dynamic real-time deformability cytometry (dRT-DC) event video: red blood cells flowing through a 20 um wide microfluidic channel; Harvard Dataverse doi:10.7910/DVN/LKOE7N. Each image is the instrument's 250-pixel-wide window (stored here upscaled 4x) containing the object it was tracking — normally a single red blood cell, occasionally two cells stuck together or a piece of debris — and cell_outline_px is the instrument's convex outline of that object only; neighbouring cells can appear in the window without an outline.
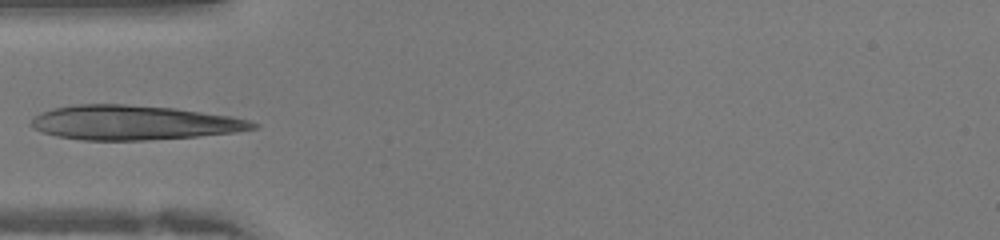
{"species": "human", "species_latin": "Homo sapiens", "temperature_condition": "warm", "stored_images_in_passage": 40, "camera_frame_rate_fps": 3000, "um_per_image_px": 0.085, "donor": {"sex": "female"}, "frame": {"image": 1, "passage_image": 12, "time_ms": 3.667, "image_size_px": [1000, 240], "cell_outline_px": [[260, 124], [256, 128], [236, 132], [196, 136], [144, 140], [80, 140], [56, 136], [32, 128], [28, 124], [40, 112], [52, 108], [76, 104], [124, 104], [176, 108], [232, 116], [252, 120]], "centroid_in_image_um": [11.38, 10.42], "position_along_channel_um": 73.6, "area_um2": 44.74}}
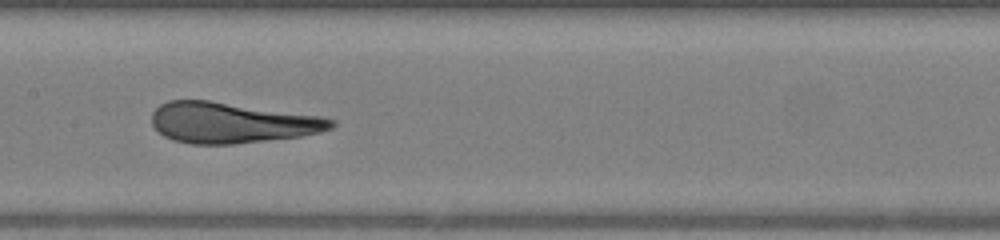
{"frame": {"image": 2, "passage_image": 19, "time_ms": 6.0, "image_size_px": [1000, 240], "cell_outline_px": [[336, 124], [332, 128], [320, 132], [300, 136], [236, 144], [192, 144], [172, 140], [164, 136], [152, 124], [152, 112], [160, 104], [168, 100], [208, 100], [320, 116], [336, 120]], "centroid_in_image_um": [19.68, 10.43], "position_along_channel_um": 187.7, "area_um2": 42.48}}
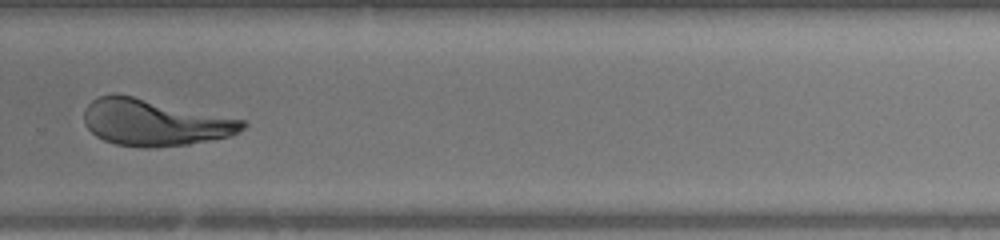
{"frame": {"image": 3, "passage_image": 27, "time_ms": 8.667, "image_size_px": [1000, 240], "cell_outline_px": [[248, 124], [240, 132], [232, 136], [188, 144], [148, 148], [140, 148], [116, 144], [104, 140], [96, 136], [84, 124], [84, 108], [92, 100], [100, 96], [116, 92], [244, 120]], "centroid_in_image_um": [13.11, 10.41], "position_along_channel_um": 316.7, "area_um2": 43.18}}